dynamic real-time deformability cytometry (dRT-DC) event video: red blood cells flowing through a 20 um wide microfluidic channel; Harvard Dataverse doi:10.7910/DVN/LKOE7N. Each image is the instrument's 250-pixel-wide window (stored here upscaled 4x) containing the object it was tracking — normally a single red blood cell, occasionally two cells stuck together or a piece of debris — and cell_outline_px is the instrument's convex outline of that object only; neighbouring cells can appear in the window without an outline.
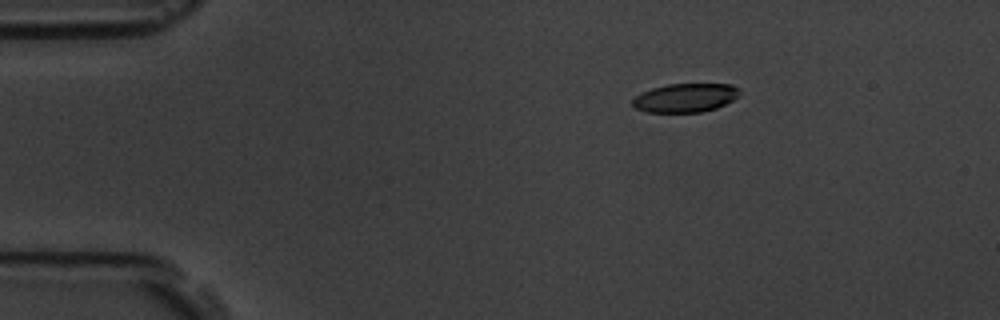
{"species": "common noctule bat (a hibernating species)", "species_latin": "Nyctalus noctula", "temperature_condition": "room temperature", "stored_images_in_passage": 4, "camera_frame_rate_fps": 3000, "um_per_image_px": 0.085, "animal": {"sex": "male", "body_mass_g": 19.5, "forearm_length_mm": 54.6}, "frame": {"image": 1, "passage_image": 1, "time_ms": 0.0, "image_size_px": [1000, 320], "cell_outline_px": [[740, 96], [716, 108], [700, 112], [648, 112], [636, 108], [632, 104], [632, 100], [640, 92], [652, 88], [668, 84], [732, 84], [740, 88]], "centroid_in_image_um": [58.27, 8.3], "position_along_channel_um": 26.7, "area_um2": 17.98}}
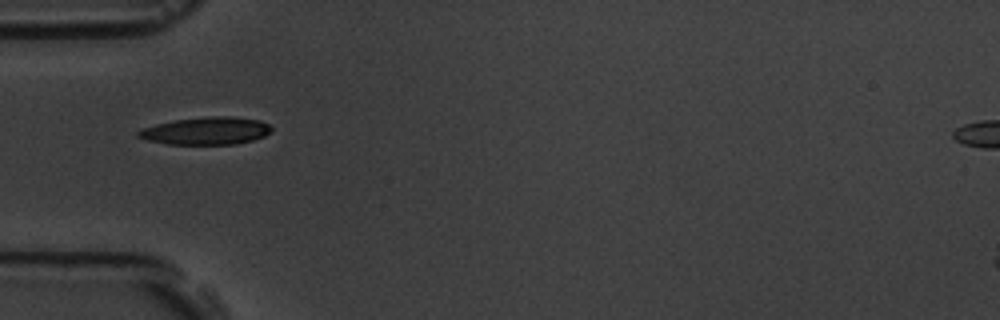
{"frame": {"image": 2, "passage_image": 3, "time_ms": 3.0, "image_size_px": [1000, 320], "cell_outline_px": [[272, 128], [264, 136], [252, 140], [236, 144], [168, 144], [148, 140], [136, 136], [136, 132], [144, 128], [156, 124], [176, 120], [208, 116], [232, 116], [260, 120], [268, 124]], "centroid_in_image_um": [17.52, 11.12], "position_along_channel_um": 67.5, "area_um2": 21.21}}
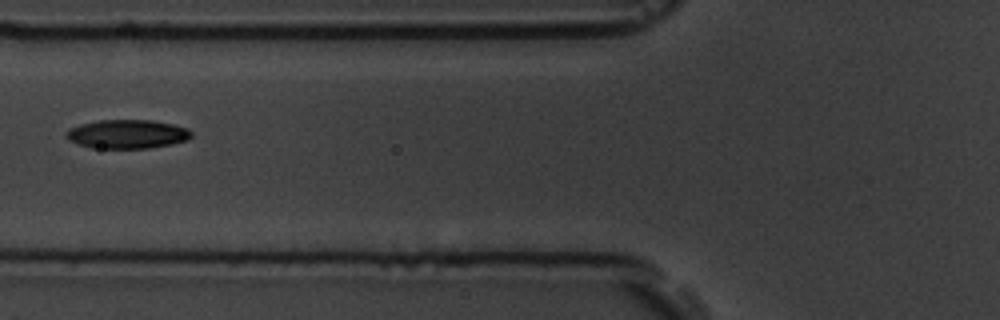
{"frame": {"image": 3, "passage_image": 4, "time_ms": 4.333, "image_size_px": [1000, 320], "cell_outline_px": [[192, 136], [188, 140], [172, 144], [148, 148], [92, 148], [76, 144], [68, 140], [64, 136], [64, 132], [68, 128], [80, 124], [100, 120], [152, 120], [172, 124], [188, 128], [192, 132]], "centroid_in_image_um": [10.78, 11.4], "position_along_channel_um": 115.0, "area_um2": 21.33}}